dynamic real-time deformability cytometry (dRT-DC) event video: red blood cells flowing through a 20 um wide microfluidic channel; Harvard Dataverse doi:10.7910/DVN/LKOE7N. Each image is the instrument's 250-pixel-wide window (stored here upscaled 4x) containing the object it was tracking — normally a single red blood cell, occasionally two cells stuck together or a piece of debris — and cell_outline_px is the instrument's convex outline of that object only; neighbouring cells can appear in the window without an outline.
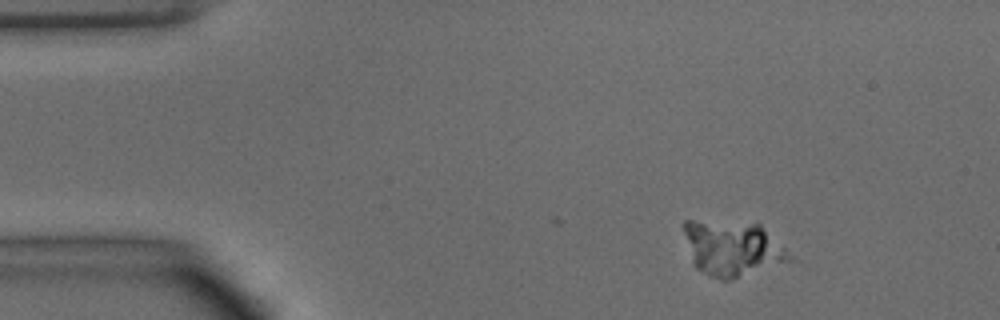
{"species": "common noctule bat (a hibernating species)", "species_latin": "Nyctalus noctula", "temperature_condition": "warm", "stored_images_in_passage": 5, "camera_frame_rate_fps": 3000, "um_per_image_px": 0.085, "animal": {"sex": "male", "body_mass_g": 15.6}, "frame": {"image": 1, "passage_image": 1, "time_ms": 0.0, "image_size_px": [1000, 320], "cell_outline_px": [[792, 260], [728, 280], [720, 280], [696, 268], [692, 264], [684, 232], [684, 220], [692, 220], [760, 224], [792, 256]], "centroid_in_image_um": [62.22, 21.1], "position_along_channel_um": 22.8, "area_um2": 33.29}}